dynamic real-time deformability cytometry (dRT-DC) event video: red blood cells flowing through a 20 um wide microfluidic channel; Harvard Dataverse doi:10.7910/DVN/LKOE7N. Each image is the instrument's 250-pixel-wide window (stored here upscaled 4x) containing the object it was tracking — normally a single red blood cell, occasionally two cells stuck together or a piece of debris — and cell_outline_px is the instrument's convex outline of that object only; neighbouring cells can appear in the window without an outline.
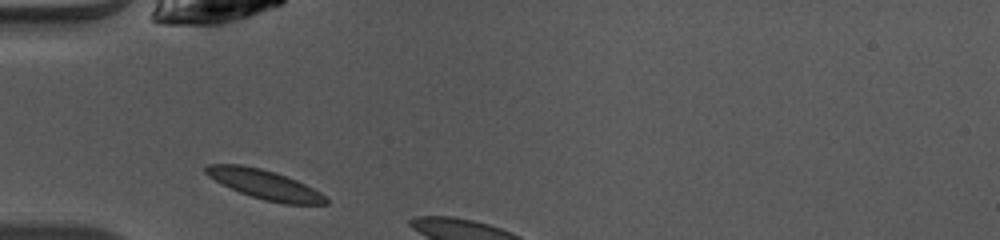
{"species": "common noctule bat (a hibernating species)", "species_latin": "Nyctalus noctula", "temperature_condition": "warm", "stored_images_in_passage": 3, "camera_frame_rate_fps": 3000, "um_per_image_px": 0.085, "animal": {"sex": "female", "body_mass_g": 10.0, "forearm_length_mm": 53.1}, "frame": {"image": 1, "passage_image": 1, "time_ms": 0.0, "image_size_px": [1000, 240], "cell_outline_px": [[328, 204], [284, 204], [264, 200], [240, 192], [208, 176], [204, 172], [204, 164], [240, 164], [260, 168], [276, 172], [296, 180], [320, 192], [328, 200]], "centroid_in_image_um": [22.48, 15.67], "position_along_channel_um": 62.5, "area_um2": 20.29}}